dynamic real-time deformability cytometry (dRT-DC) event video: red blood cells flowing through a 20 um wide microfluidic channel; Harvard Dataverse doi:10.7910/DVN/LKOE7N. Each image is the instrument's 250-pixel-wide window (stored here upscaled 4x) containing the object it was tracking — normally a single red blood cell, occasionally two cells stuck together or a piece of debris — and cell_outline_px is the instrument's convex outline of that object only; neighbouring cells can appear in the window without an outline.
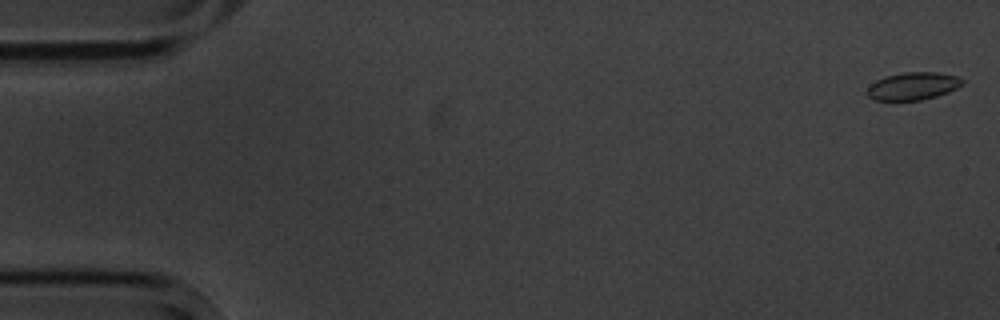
{"species": "common noctule bat (a hibernating species)", "species_latin": "Nyctalus noctula", "temperature_condition": "cold", "stored_images_in_passage": 4, "camera_frame_rate_fps": 3000, "um_per_image_px": 0.085, "animal": {"sex": "male", "body_mass_g": 20.1, "forearm_length_mm": 53.5}, "frame": {"image": 1, "passage_image": 1, "time_ms": 0.0, "image_size_px": [1000, 320], "cell_outline_px": [[964, 84], [948, 92], [936, 96], [920, 100], [876, 100], [868, 96], [868, 88], [876, 80], [884, 76], [904, 72], [936, 72], [960, 76], [964, 80]], "centroid_in_image_um": [77.65, 7.3], "position_along_channel_um": 7.4, "area_um2": 15.32}}